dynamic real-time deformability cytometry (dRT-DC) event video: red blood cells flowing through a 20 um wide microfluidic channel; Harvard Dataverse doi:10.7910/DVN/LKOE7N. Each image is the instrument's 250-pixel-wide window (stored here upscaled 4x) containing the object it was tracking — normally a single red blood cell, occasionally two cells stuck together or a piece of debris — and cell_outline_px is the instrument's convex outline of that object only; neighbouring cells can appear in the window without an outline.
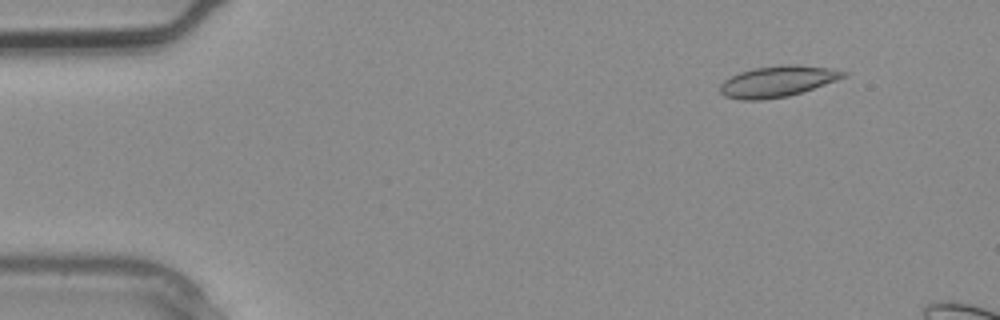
{"species": "common noctule bat (a hibernating species)", "species_latin": "Nyctalus noctula", "temperature_condition": "warm", "stored_images_in_passage": 4, "camera_frame_rate_fps": 3000, "um_per_image_px": 0.085, "animal": {"sex": "male", "body_mass_g": 20.4}, "frame": {"image": 1, "passage_image": 1, "time_ms": 0.0, "image_size_px": [1000, 320], "cell_outline_px": [[848, 76], [788, 96], [760, 100], [740, 100], [724, 96], [720, 92], [720, 84], [724, 80], [740, 72], [756, 68], [780, 64], [796, 64], [828, 68], [848, 72]], "centroid_in_image_um": [66.07, 6.91], "position_along_channel_um": 18.9, "area_um2": 22.14}}